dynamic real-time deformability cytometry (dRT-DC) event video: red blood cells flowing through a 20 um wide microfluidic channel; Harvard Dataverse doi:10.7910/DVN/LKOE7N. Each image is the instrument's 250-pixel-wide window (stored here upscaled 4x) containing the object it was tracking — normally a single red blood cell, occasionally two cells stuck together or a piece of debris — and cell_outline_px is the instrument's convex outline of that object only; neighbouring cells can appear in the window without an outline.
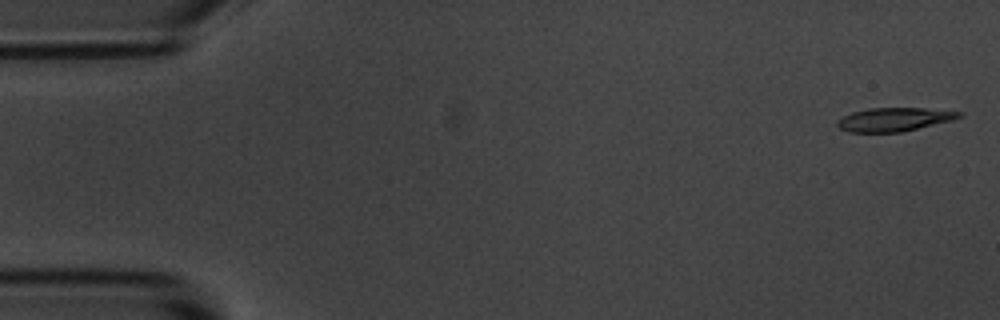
{"species": "common noctule bat (a hibernating species)", "species_latin": "Nyctalus noctula", "temperature_condition": "room temperature", "stored_images_in_passage": 11, "camera_frame_rate_fps": 3000, "um_per_image_px": 0.085, "animal": {"sex": "male", "body_mass_g": 20.1, "forearm_length_mm": 53.5}, "frame": {"image": 1, "passage_image": 1, "time_ms": 0.0, "image_size_px": [1000, 320], "cell_outline_px": [[964, 116], [952, 120], [900, 132], [848, 132], [840, 128], [836, 124], [836, 120], [852, 112], [868, 108], [924, 108], [964, 112]], "centroid_in_image_um": [76.0, 10.14], "position_along_channel_um": 9.0, "area_um2": 16.7}}